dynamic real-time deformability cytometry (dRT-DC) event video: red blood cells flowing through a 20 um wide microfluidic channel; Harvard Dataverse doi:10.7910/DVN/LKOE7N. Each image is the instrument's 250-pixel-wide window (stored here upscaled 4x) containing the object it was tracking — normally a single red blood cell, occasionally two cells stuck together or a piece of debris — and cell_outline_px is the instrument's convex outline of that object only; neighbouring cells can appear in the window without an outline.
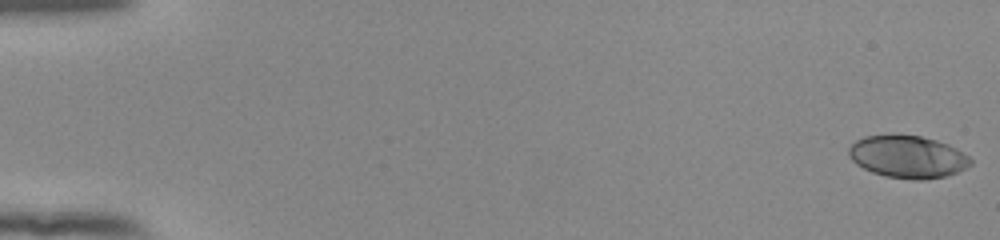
{"species": "human", "species_latin": "Homo sapiens", "temperature_condition": "room temperature", "stored_images_in_passage": 54, "camera_frame_rate_fps": 3000, "um_per_image_px": 0.085, "donor": {"sex": "female"}, "frame": {"image": 1, "passage_image": 1, "time_ms": 0.0, "image_size_px": [1000, 240], "cell_outline_px": [[972, 164], [968, 168], [944, 176], [924, 180], [912, 180], [884, 176], [872, 172], [856, 164], [848, 156], [848, 148], [856, 140], [864, 136], [892, 132], [920, 136], [936, 140], [948, 144], [956, 148], [968, 156], [972, 160]], "centroid_in_image_um": [77.13, 13.3], "position_along_channel_um": 7.9, "area_um2": 30.75}}
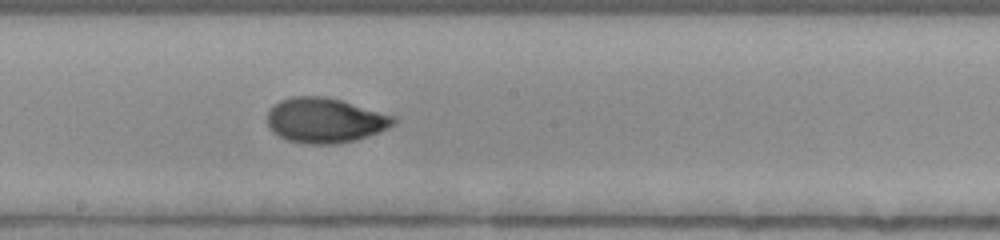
{"frame": {"image": 2, "passage_image": 31, "time_ms": 10.0, "image_size_px": [1000, 240], "cell_outline_px": [[396, 124], [388, 128], [368, 136], [356, 140], [336, 144], [308, 144], [288, 140], [272, 132], [268, 128], [268, 112], [280, 100], [292, 96], [324, 96], [340, 100], [396, 116]], "centroid_in_image_um": [27.64, 10.23], "position_along_channel_um": 220.6, "area_um2": 33.06}}
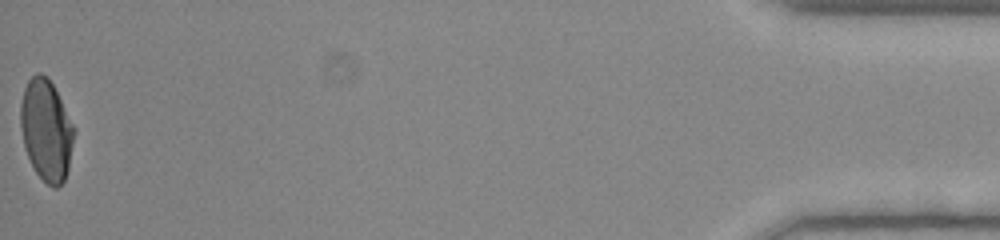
{"frame": {"image": 3, "passage_image": 54, "time_ms": 17.667, "image_size_px": [1000, 240], "cell_outline_px": [[76, 128], [68, 168], [64, 180], [56, 188], [52, 188], [36, 172], [24, 148], [20, 128], [20, 104], [24, 88], [28, 80], [36, 72], [40, 72], [48, 76]], "centroid_in_image_um": [3.93, 11.02], "position_along_channel_um": 431.3, "area_um2": 31.73}, "authors_computed_cell_mechanics": {"area_um2": 31.8189, "velocity_mm_per_s": 3.9309, "shape_relaxation_time_tau1_ms": 7.4349, "shape_relaxation_time_tau2_ms": 0.9993, "deformation_change_tau1": 0.2313, "deformation_change_tau2": 0.0478}}